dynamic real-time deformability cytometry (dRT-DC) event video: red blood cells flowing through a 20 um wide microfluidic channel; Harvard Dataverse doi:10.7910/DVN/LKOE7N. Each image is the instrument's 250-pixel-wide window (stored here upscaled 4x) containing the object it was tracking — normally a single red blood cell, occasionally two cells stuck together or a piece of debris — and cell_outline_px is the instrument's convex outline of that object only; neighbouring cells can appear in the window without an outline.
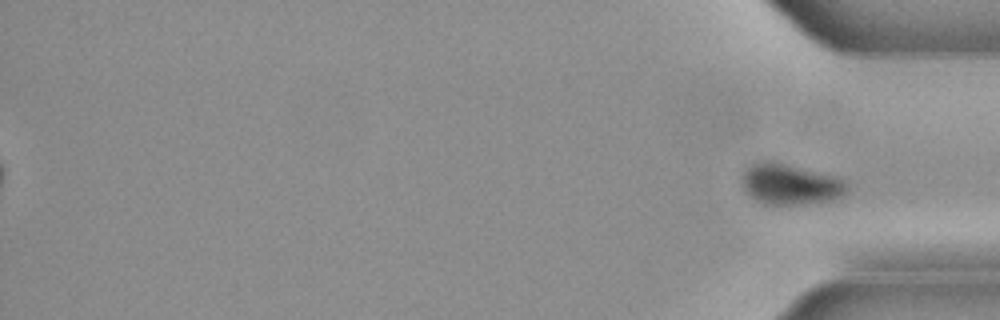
{"species": "common noctule bat (a hibernating species)", "species_latin": "Nyctalus noctula", "temperature_condition": "cold", "stored_images_in_passage": 37, "segment_of_instrument_passage": [2, 2], "camera_frame_rate_fps": 3000, "um_per_image_px": 0.085, "animal": {"sex": "male", "body_mass_g": 21.5, "forearm_length_mm": 52.0}, "frame": {"image": 1, "passage_image": 37, "time_ms": 12.0, "image_size_px": [1000, 320], "cell_outline_px": [[848, 192], [844, 196], [836, 200], [804, 204], [764, 204], [756, 200], [744, 188], [744, 168], [752, 164], [764, 160], [772, 160], [840, 176], [848, 184]], "centroid_in_image_um": [67.28, 15.64], "position_along_channel_um": 367.9, "area_um2": 25.37}}